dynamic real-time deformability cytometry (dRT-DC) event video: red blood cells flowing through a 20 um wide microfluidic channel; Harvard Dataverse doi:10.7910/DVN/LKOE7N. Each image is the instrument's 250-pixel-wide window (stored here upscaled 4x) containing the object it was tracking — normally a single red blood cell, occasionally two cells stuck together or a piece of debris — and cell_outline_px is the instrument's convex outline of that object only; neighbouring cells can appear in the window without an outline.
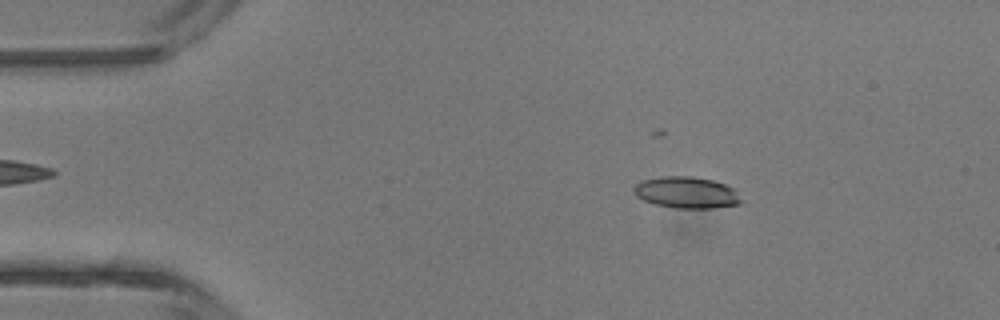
{"species": "common noctule bat (a hibernating species)", "species_latin": "Nyctalus noctula", "temperature_condition": "room temperature", "stored_images_in_passage": 39, "camera_frame_rate_fps": 3000, "um_per_image_px": 0.085, "animal": {"sex": "male", "body_mass_g": 13.3}, "frame": {"image": 1, "passage_image": 1, "time_ms": 0.0, "image_size_px": [1000, 320], "cell_outline_px": [[744, 204], [712, 208], [676, 208], [656, 204], [644, 200], [636, 196], [632, 188], [636, 184], [644, 180], [660, 176], [692, 176], [712, 180], [736, 188], [744, 200]], "centroid_in_image_um": [58.43, 16.37], "position_along_channel_um": 26.6, "area_um2": 20.0}}
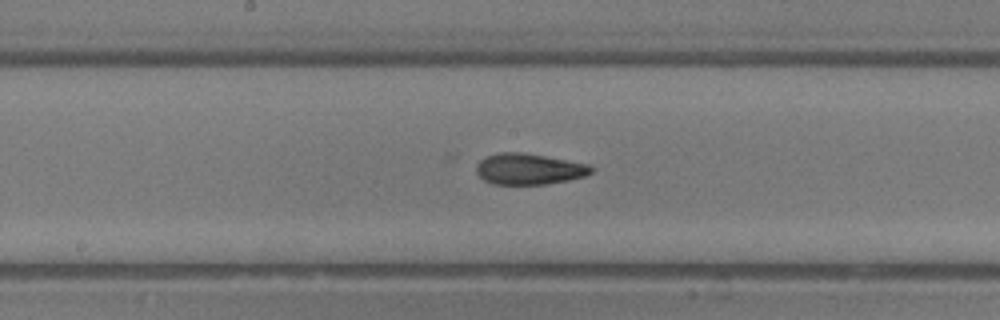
{"frame": {"image": 2, "passage_image": 17, "time_ms": 5.333, "image_size_px": [1000, 320], "cell_outline_px": [[596, 168], [592, 172], [584, 176], [568, 180], [548, 184], [492, 184], [484, 180], [476, 172], [476, 164], [484, 156], [496, 152], [524, 152], [588, 164]], "centroid_in_image_um": [44.94, 14.35], "position_along_channel_um": 203.3, "area_um2": 20.98}}
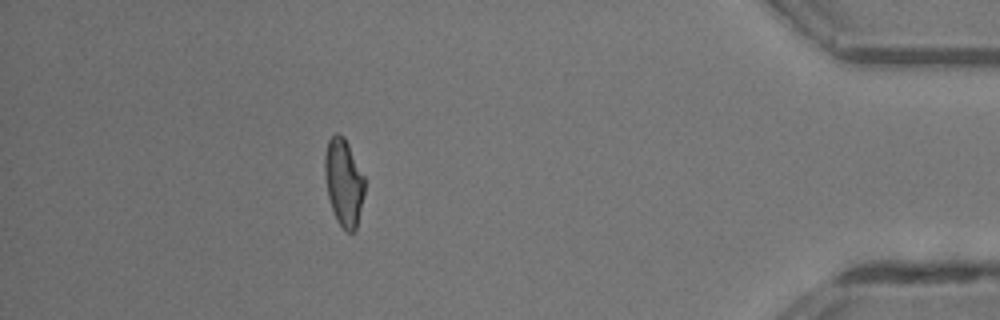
{"frame": {"image": 3, "passage_image": 34, "time_ms": 11.0, "image_size_px": [1000, 320], "cell_outline_px": [[364, 192], [356, 232], [348, 232], [336, 220], [328, 196], [324, 176], [324, 156], [328, 140], [336, 132], [344, 136], [364, 176]], "centroid_in_image_um": [29.2, 15.49], "position_along_channel_um": 406.0, "area_um2": 20.23}, "authors_computed_cell_mechanics": {"area_um2": 20.6346, "velocity_mm_per_s": 4.515, "shape_relaxation_time_tau1_ms": 3.744, "shape_relaxation_time_tau2_ms": 2.0661, "deformation_change_tau1": 0.1666, "deformation_change_tau2": 0.1106}}